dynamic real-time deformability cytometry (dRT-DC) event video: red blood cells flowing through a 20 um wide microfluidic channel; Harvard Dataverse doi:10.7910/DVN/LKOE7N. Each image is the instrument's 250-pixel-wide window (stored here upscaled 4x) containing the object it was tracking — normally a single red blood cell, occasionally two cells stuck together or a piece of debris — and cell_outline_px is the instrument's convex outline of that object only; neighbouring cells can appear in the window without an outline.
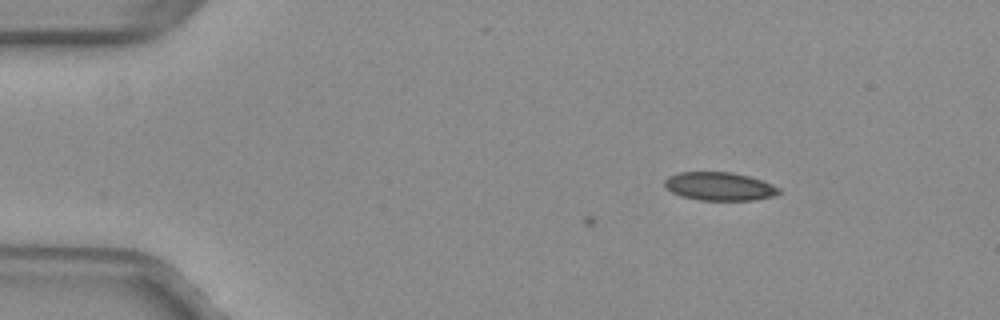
{"species": "common noctule bat (a hibernating species)", "species_latin": "Nyctalus noctula", "temperature_condition": "warm", "stored_images_in_passage": 6, "camera_frame_rate_fps": 3000, "um_per_image_px": 0.085, "animal": {"sex": "female", "body_mass_g": 29.2, "forearm_length_mm": 56.3}, "frame": {"image": 1, "passage_image": 6, "time_ms": 1.667, "image_size_px": [1000, 320], "cell_outline_px": [[780, 192], [772, 196], [756, 200], [700, 200], [680, 196], [664, 188], [664, 180], [668, 176], [676, 172], [732, 172], [748, 176], [772, 184], [780, 188]], "centroid_in_image_um": [61.1, 15.84], "position_along_channel_um": 23.9, "area_um2": 18.96}}